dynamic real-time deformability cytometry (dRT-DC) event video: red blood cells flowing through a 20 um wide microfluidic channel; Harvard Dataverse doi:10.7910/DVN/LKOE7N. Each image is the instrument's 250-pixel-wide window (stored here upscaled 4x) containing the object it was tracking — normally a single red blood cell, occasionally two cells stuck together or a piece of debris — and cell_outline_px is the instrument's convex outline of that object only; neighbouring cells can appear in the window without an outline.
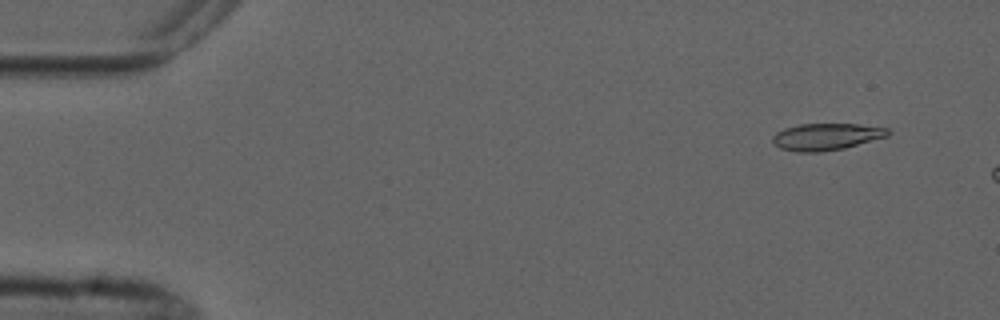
{"species": "common noctule bat (a hibernating species)", "species_latin": "Nyctalus noctula", "temperature_condition": "cold", "stored_images_in_passage": 3, "camera_frame_rate_fps": 3000, "um_per_image_px": 0.085, "animal": {"sex": "male", "forearm_length_mm": 52.5}, "frame": {"image": 1, "passage_image": 1, "time_ms": 0.0, "image_size_px": [1000, 320], "cell_outline_px": [[892, 132], [888, 136], [844, 148], [820, 152], [800, 152], [780, 148], [772, 144], [772, 136], [776, 132], [784, 128], [800, 124], [860, 124], [888, 128]], "centroid_in_image_um": [70.23, 11.61], "position_along_channel_um": 14.8, "area_um2": 18.15}}